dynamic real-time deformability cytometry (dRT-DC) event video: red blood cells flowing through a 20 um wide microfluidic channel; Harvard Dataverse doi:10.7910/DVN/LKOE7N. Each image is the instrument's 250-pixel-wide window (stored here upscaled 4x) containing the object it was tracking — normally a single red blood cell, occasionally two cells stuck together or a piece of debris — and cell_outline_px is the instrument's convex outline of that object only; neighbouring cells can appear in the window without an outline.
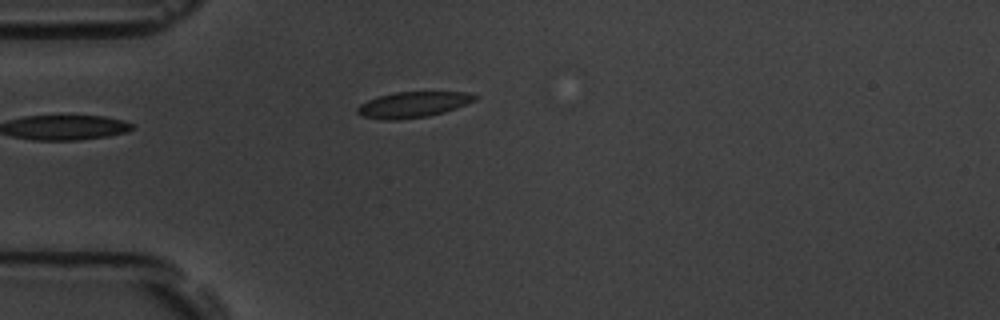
{"species": "common noctule bat (a hibernating species)", "species_latin": "Nyctalus noctula", "temperature_condition": "room temperature", "stored_images_in_passage": 3, "camera_frame_rate_fps": 3000, "um_per_image_px": 0.085, "animal": {"sex": "male", "body_mass_g": 19.5, "forearm_length_mm": 54.6}, "frame": {"image": 1, "passage_image": 3, "time_ms": 0.667, "image_size_px": [1000, 320], "cell_outline_px": [[480, 96], [476, 100], [456, 108], [444, 112], [428, 116], [400, 120], [380, 120], [360, 116], [356, 112], [356, 108], [360, 104], [368, 100], [380, 96], [396, 92], [468, 92]], "centroid_in_image_um": [35.1, 8.9], "position_along_channel_um": 49.9, "area_um2": 17.8}}